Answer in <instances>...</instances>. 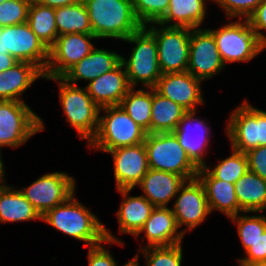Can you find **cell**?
<instances>
[{"label": "cell", "mask_w": 266, "mask_h": 266, "mask_svg": "<svg viewBox=\"0 0 266 266\" xmlns=\"http://www.w3.org/2000/svg\"><path fill=\"white\" fill-rule=\"evenodd\" d=\"M42 221L74 239L84 241L85 246L92 247L101 243L124 245L87 207L74 198V194L43 215Z\"/></svg>", "instance_id": "1"}, {"label": "cell", "mask_w": 266, "mask_h": 266, "mask_svg": "<svg viewBox=\"0 0 266 266\" xmlns=\"http://www.w3.org/2000/svg\"><path fill=\"white\" fill-rule=\"evenodd\" d=\"M93 35L125 40L143 25L137 19L132 0H83Z\"/></svg>", "instance_id": "2"}, {"label": "cell", "mask_w": 266, "mask_h": 266, "mask_svg": "<svg viewBox=\"0 0 266 266\" xmlns=\"http://www.w3.org/2000/svg\"><path fill=\"white\" fill-rule=\"evenodd\" d=\"M100 110L105 114L99 116L96 135L88 144L90 148L107 152L144 143L147 132L120 105L105 106Z\"/></svg>", "instance_id": "3"}, {"label": "cell", "mask_w": 266, "mask_h": 266, "mask_svg": "<svg viewBox=\"0 0 266 266\" xmlns=\"http://www.w3.org/2000/svg\"><path fill=\"white\" fill-rule=\"evenodd\" d=\"M44 79L59 81V98L67 121L77 130L80 139L90 143L98 129L101 108L92 100L86 87L69 84L61 77Z\"/></svg>", "instance_id": "4"}, {"label": "cell", "mask_w": 266, "mask_h": 266, "mask_svg": "<svg viewBox=\"0 0 266 266\" xmlns=\"http://www.w3.org/2000/svg\"><path fill=\"white\" fill-rule=\"evenodd\" d=\"M144 145L150 169L166 171L184 177H197L200 169L188 156L172 132L148 133Z\"/></svg>", "instance_id": "5"}, {"label": "cell", "mask_w": 266, "mask_h": 266, "mask_svg": "<svg viewBox=\"0 0 266 266\" xmlns=\"http://www.w3.org/2000/svg\"><path fill=\"white\" fill-rule=\"evenodd\" d=\"M124 41L135 44L128 60L121 56L129 85L134 88L141 82L143 87L154 88L162 75L155 37L143 26Z\"/></svg>", "instance_id": "6"}, {"label": "cell", "mask_w": 266, "mask_h": 266, "mask_svg": "<svg viewBox=\"0 0 266 266\" xmlns=\"http://www.w3.org/2000/svg\"><path fill=\"white\" fill-rule=\"evenodd\" d=\"M229 22L216 30L208 29L214 36L220 57L226 65L247 62L262 52L266 45L252 30L247 19Z\"/></svg>", "instance_id": "7"}, {"label": "cell", "mask_w": 266, "mask_h": 266, "mask_svg": "<svg viewBox=\"0 0 266 266\" xmlns=\"http://www.w3.org/2000/svg\"><path fill=\"white\" fill-rule=\"evenodd\" d=\"M144 27L156 39L161 73L186 72L189 64L191 29L187 27H162L158 23H151Z\"/></svg>", "instance_id": "8"}, {"label": "cell", "mask_w": 266, "mask_h": 266, "mask_svg": "<svg viewBox=\"0 0 266 266\" xmlns=\"http://www.w3.org/2000/svg\"><path fill=\"white\" fill-rule=\"evenodd\" d=\"M42 119L24 101L0 100V149L18 148L44 130Z\"/></svg>", "instance_id": "9"}, {"label": "cell", "mask_w": 266, "mask_h": 266, "mask_svg": "<svg viewBox=\"0 0 266 266\" xmlns=\"http://www.w3.org/2000/svg\"><path fill=\"white\" fill-rule=\"evenodd\" d=\"M228 122L226 132L232 149L246 153L266 146V111L254 108L246 100L231 113Z\"/></svg>", "instance_id": "10"}, {"label": "cell", "mask_w": 266, "mask_h": 266, "mask_svg": "<svg viewBox=\"0 0 266 266\" xmlns=\"http://www.w3.org/2000/svg\"><path fill=\"white\" fill-rule=\"evenodd\" d=\"M0 53H9L16 60L36 65L43 73L49 49L27 23L0 28Z\"/></svg>", "instance_id": "11"}, {"label": "cell", "mask_w": 266, "mask_h": 266, "mask_svg": "<svg viewBox=\"0 0 266 266\" xmlns=\"http://www.w3.org/2000/svg\"><path fill=\"white\" fill-rule=\"evenodd\" d=\"M75 184V179L67 173L53 172L19 191L42 217L55 206L66 202L74 194Z\"/></svg>", "instance_id": "12"}, {"label": "cell", "mask_w": 266, "mask_h": 266, "mask_svg": "<svg viewBox=\"0 0 266 266\" xmlns=\"http://www.w3.org/2000/svg\"><path fill=\"white\" fill-rule=\"evenodd\" d=\"M96 38L93 34L81 33L59 35L49 48V59L44 77H61L94 49L90 40Z\"/></svg>", "instance_id": "13"}, {"label": "cell", "mask_w": 266, "mask_h": 266, "mask_svg": "<svg viewBox=\"0 0 266 266\" xmlns=\"http://www.w3.org/2000/svg\"><path fill=\"white\" fill-rule=\"evenodd\" d=\"M215 38L208 29H191L187 71L197 79H211L224 69Z\"/></svg>", "instance_id": "14"}, {"label": "cell", "mask_w": 266, "mask_h": 266, "mask_svg": "<svg viewBox=\"0 0 266 266\" xmlns=\"http://www.w3.org/2000/svg\"><path fill=\"white\" fill-rule=\"evenodd\" d=\"M172 212L178 227L187 226L192 231L211 214L204 187L200 180H186L180 187Z\"/></svg>", "instance_id": "15"}, {"label": "cell", "mask_w": 266, "mask_h": 266, "mask_svg": "<svg viewBox=\"0 0 266 266\" xmlns=\"http://www.w3.org/2000/svg\"><path fill=\"white\" fill-rule=\"evenodd\" d=\"M114 161L116 189H133L149 170L144 143L109 150Z\"/></svg>", "instance_id": "16"}, {"label": "cell", "mask_w": 266, "mask_h": 266, "mask_svg": "<svg viewBox=\"0 0 266 266\" xmlns=\"http://www.w3.org/2000/svg\"><path fill=\"white\" fill-rule=\"evenodd\" d=\"M200 79L188 71L162 74L154 89L157 93L181 105L187 111H195L196 105L204 104Z\"/></svg>", "instance_id": "17"}, {"label": "cell", "mask_w": 266, "mask_h": 266, "mask_svg": "<svg viewBox=\"0 0 266 266\" xmlns=\"http://www.w3.org/2000/svg\"><path fill=\"white\" fill-rule=\"evenodd\" d=\"M195 111H187L179 121L177 128L172 132L179 144L187 152L189 158L199 167H205L203 159L204 149H207L209 142V130L203 120L194 117ZM193 127V128H192Z\"/></svg>", "instance_id": "18"}, {"label": "cell", "mask_w": 266, "mask_h": 266, "mask_svg": "<svg viewBox=\"0 0 266 266\" xmlns=\"http://www.w3.org/2000/svg\"><path fill=\"white\" fill-rule=\"evenodd\" d=\"M176 218L172 209L168 207H155L144 223L143 227L138 231L135 237L138 238L141 232L145 233L147 245L145 247L172 246L182 243L184 231H179Z\"/></svg>", "instance_id": "19"}, {"label": "cell", "mask_w": 266, "mask_h": 266, "mask_svg": "<svg viewBox=\"0 0 266 266\" xmlns=\"http://www.w3.org/2000/svg\"><path fill=\"white\" fill-rule=\"evenodd\" d=\"M88 94L100 107L119 105L131 89L122 62L113 70L98 76L86 85Z\"/></svg>", "instance_id": "20"}, {"label": "cell", "mask_w": 266, "mask_h": 266, "mask_svg": "<svg viewBox=\"0 0 266 266\" xmlns=\"http://www.w3.org/2000/svg\"><path fill=\"white\" fill-rule=\"evenodd\" d=\"M121 62V55L104 49H94L79 62L69 68L61 78L77 85L78 80L92 81L98 76L113 70Z\"/></svg>", "instance_id": "21"}, {"label": "cell", "mask_w": 266, "mask_h": 266, "mask_svg": "<svg viewBox=\"0 0 266 266\" xmlns=\"http://www.w3.org/2000/svg\"><path fill=\"white\" fill-rule=\"evenodd\" d=\"M185 181L180 175L149 168L138 186L144 192L142 196L154 207H167Z\"/></svg>", "instance_id": "22"}, {"label": "cell", "mask_w": 266, "mask_h": 266, "mask_svg": "<svg viewBox=\"0 0 266 266\" xmlns=\"http://www.w3.org/2000/svg\"><path fill=\"white\" fill-rule=\"evenodd\" d=\"M197 178L204 187L210 212L219 210L228 218L243 212L239 207L234 184L216 179L205 167L198 170Z\"/></svg>", "instance_id": "23"}, {"label": "cell", "mask_w": 266, "mask_h": 266, "mask_svg": "<svg viewBox=\"0 0 266 266\" xmlns=\"http://www.w3.org/2000/svg\"><path fill=\"white\" fill-rule=\"evenodd\" d=\"M39 78L45 77L36 65L18 61L0 72V100L23 101L20 96Z\"/></svg>", "instance_id": "24"}, {"label": "cell", "mask_w": 266, "mask_h": 266, "mask_svg": "<svg viewBox=\"0 0 266 266\" xmlns=\"http://www.w3.org/2000/svg\"><path fill=\"white\" fill-rule=\"evenodd\" d=\"M132 189H119L124 198L118 210L117 217L120 226V233H127L135 236L143 227L155 208L144 196H129Z\"/></svg>", "instance_id": "25"}, {"label": "cell", "mask_w": 266, "mask_h": 266, "mask_svg": "<svg viewBox=\"0 0 266 266\" xmlns=\"http://www.w3.org/2000/svg\"><path fill=\"white\" fill-rule=\"evenodd\" d=\"M205 3V0H170L167 12L158 24L198 29L206 16Z\"/></svg>", "instance_id": "26"}, {"label": "cell", "mask_w": 266, "mask_h": 266, "mask_svg": "<svg viewBox=\"0 0 266 266\" xmlns=\"http://www.w3.org/2000/svg\"><path fill=\"white\" fill-rule=\"evenodd\" d=\"M234 186L243 213L263 212L266 209V180L248 169Z\"/></svg>", "instance_id": "27"}, {"label": "cell", "mask_w": 266, "mask_h": 266, "mask_svg": "<svg viewBox=\"0 0 266 266\" xmlns=\"http://www.w3.org/2000/svg\"><path fill=\"white\" fill-rule=\"evenodd\" d=\"M42 220L34 206L19 190L0 183V222Z\"/></svg>", "instance_id": "28"}, {"label": "cell", "mask_w": 266, "mask_h": 266, "mask_svg": "<svg viewBox=\"0 0 266 266\" xmlns=\"http://www.w3.org/2000/svg\"><path fill=\"white\" fill-rule=\"evenodd\" d=\"M187 110L152 88L150 133L173 132Z\"/></svg>", "instance_id": "29"}, {"label": "cell", "mask_w": 266, "mask_h": 266, "mask_svg": "<svg viewBox=\"0 0 266 266\" xmlns=\"http://www.w3.org/2000/svg\"><path fill=\"white\" fill-rule=\"evenodd\" d=\"M27 24L48 49L55 43L58 37L55 8L40 5L32 0L28 10Z\"/></svg>", "instance_id": "30"}, {"label": "cell", "mask_w": 266, "mask_h": 266, "mask_svg": "<svg viewBox=\"0 0 266 266\" xmlns=\"http://www.w3.org/2000/svg\"><path fill=\"white\" fill-rule=\"evenodd\" d=\"M55 23L59 35L93 34L84 2L55 8Z\"/></svg>", "instance_id": "31"}, {"label": "cell", "mask_w": 266, "mask_h": 266, "mask_svg": "<svg viewBox=\"0 0 266 266\" xmlns=\"http://www.w3.org/2000/svg\"><path fill=\"white\" fill-rule=\"evenodd\" d=\"M146 90L131 88L119 105L148 134L151 122L152 88L150 91Z\"/></svg>", "instance_id": "32"}, {"label": "cell", "mask_w": 266, "mask_h": 266, "mask_svg": "<svg viewBox=\"0 0 266 266\" xmlns=\"http://www.w3.org/2000/svg\"><path fill=\"white\" fill-rule=\"evenodd\" d=\"M205 168L219 180L234 184L249 169L248 159L245 153L233 149V154L220 161L213 169Z\"/></svg>", "instance_id": "33"}, {"label": "cell", "mask_w": 266, "mask_h": 266, "mask_svg": "<svg viewBox=\"0 0 266 266\" xmlns=\"http://www.w3.org/2000/svg\"><path fill=\"white\" fill-rule=\"evenodd\" d=\"M232 222L237 223L238 236L241 244L246 251L252 246V243L266 230V217L261 215L246 216L243 214L230 218Z\"/></svg>", "instance_id": "34"}, {"label": "cell", "mask_w": 266, "mask_h": 266, "mask_svg": "<svg viewBox=\"0 0 266 266\" xmlns=\"http://www.w3.org/2000/svg\"><path fill=\"white\" fill-rule=\"evenodd\" d=\"M145 256L147 266H181L182 244L139 249Z\"/></svg>", "instance_id": "35"}, {"label": "cell", "mask_w": 266, "mask_h": 266, "mask_svg": "<svg viewBox=\"0 0 266 266\" xmlns=\"http://www.w3.org/2000/svg\"><path fill=\"white\" fill-rule=\"evenodd\" d=\"M137 19L145 26L158 23L166 14L170 0H132Z\"/></svg>", "instance_id": "36"}, {"label": "cell", "mask_w": 266, "mask_h": 266, "mask_svg": "<svg viewBox=\"0 0 266 266\" xmlns=\"http://www.w3.org/2000/svg\"><path fill=\"white\" fill-rule=\"evenodd\" d=\"M32 0H8L0 3V28L27 23Z\"/></svg>", "instance_id": "37"}, {"label": "cell", "mask_w": 266, "mask_h": 266, "mask_svg": "<svg viewBox=\"0 0 266 266\" xmlns=\"http://www.w3.org/2000/svg\"><path fill=\"white\" fill-rule=\"evenodd\" d=\"M217 2L220 7L226 12L228 18L239 17L241 19L243 16L245 19L255 11L257 6L263 0H213Z\"/></svg>", "instance_id": "38"}, {"label": "cell", "mask_w": 266, "mask_h": 266, "mask_svg": "<svg viewBox=\"0 0 266 266\" xmlns=\"http://www.w3.org/2000/svg\"><path fill=\"white\" fill-rule=\"evenodd\" d=\"M245 258L238 259L242 266H263L266 264V230L259 236L252 246L247 249Z\"/></svg>", "instance_id": "39"}, {"label": "cell", "mask_w": 266, "mask_h": 266, "mask_svg": "<svg viewBox=\"0 0 266 266\" xmlns=\"http://www.w3.org/2000/svg\"><path fill=\"white\" fill-rule=\"evenodd\" d=\"M245 154L249 170L266 180V146L250 149Z\"/></svg>", "instance_id": "40"}, {"label": "cell", "mask_w": 266, "mask_h": 266, "mask_svg": "<svg viewBox=\"0 0 266 266\" xmlns=\"http://www.w3.org/2000/svg\"><path fill=\"white\" fill-rule=\"evenodd\" d=\"M88 266H117L111 253L101 244L89 247Z\"/></svg>", "instance_id": "41"}, {"label": "cell", "mask_w": 266, "mask_h": 266, "mask_svg": "<svg viewBox=\"0 0 266 266\" xmlns=\"http://www.w3.org/2000/svg\"><path fill=\"white\" fill-rule=\"evenodd\" d=\"M252 30L258 38L266 45V36L260 32L266 30V0H263L255 11L247 19Z\"/></svg>", "instance_id": "42"}, {"label": "cell", "mask_w": 266, "mask_h": 266, "mask_svg": "<svg viewBox=\"0 0 266 266\" xmlns=\"http://www.w3.org/2000/svg\"><path fill=\"white\" fill-rule=\"evenodd\" d=\"M43 6L58 8L62 6H70L82 2L83 0H34Z\"/></svg>", "instance_id": "43"}, {"label": "cell", "mask_w": 266, "mask_h": 266, "mask_svg": "<svg viewBox=\"0 0 266 266\" xmlns=\"http://www.w3.org/2000/svg\"><path fill=\"white\" fill-rule=\"evenodd\" d=\"M18 62L9 53H0V72L6 71Z\"/></svg>", "instance_id": "44"}, {"label": "cell", "mask_w": 266, "mask_h": 266, "mask_svg": "<svg viewBox=\"0 0 266 266\" xmlns=\"http://www.w3.org/2000/svg\"><path fill=\"white\" fill-rule=\"evenodd\" d=\"M2 155H1V151H0V183L2 182H5V179H4V175H5V171H4V163L2 162Z\"/></svg>", "instance_id": "45"}, {"label": "cell", "mask_w": 266, "mask_h": 266, "mask_svg": "<svg viewBox=\"0 0 266 266\" xmlns=\"http://www.w3.org/2000/svg\"><path fill=\"white\" fill-rule=\"evenodd\" d=\"M139 255L137 254L136 256L133 257L129 262L124 264L123 266H139L138 260H139Z\"/></svg>", "instance_id": "46"}]
</instances>
